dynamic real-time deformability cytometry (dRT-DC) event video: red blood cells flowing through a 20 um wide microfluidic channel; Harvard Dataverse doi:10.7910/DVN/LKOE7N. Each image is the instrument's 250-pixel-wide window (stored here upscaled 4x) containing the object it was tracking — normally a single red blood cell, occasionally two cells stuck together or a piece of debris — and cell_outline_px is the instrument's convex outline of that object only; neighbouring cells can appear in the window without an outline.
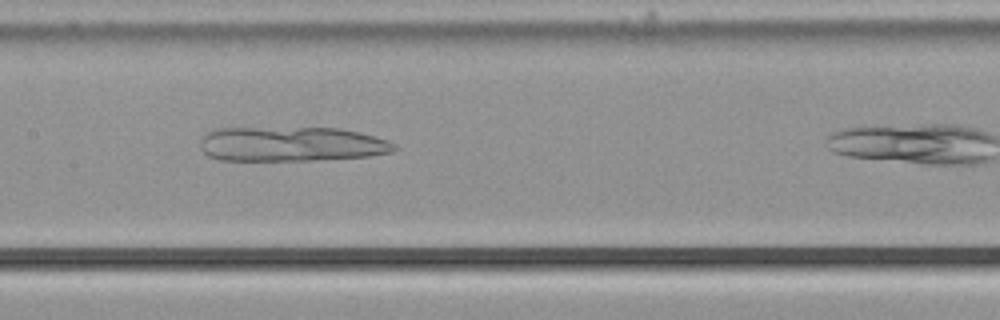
{"species": "common noctule bat (a hibernating species)", "species_latin": "Nyctalus noctula", "temperature_condition": "cold", "stored_images_in_passage": 16, "camera_frame_rate_fps": 3000, "um_per_image_px": 0.085, "animal": {"sex": "male", "body_mass_g": 21.5, "forearm_length_mm": 52.0}, "frame": {"image": 1, "passage_image": 12, "time_ms": 3.667, "image_size_px": [1000, 320], "cell_outline_px": [[396, 148], [392, 152], [368, 156], [312, 160], [220, 160], [208, 156], [200, 148], [200, 140], [204, 132], [216, 128], [340, 128], [360, 132], [388, 140], [396, 144]], "centroid_in_image_um": [24.73, 12.24], "position_along_channel_um": 182.7, "area_um2": 39.42}}